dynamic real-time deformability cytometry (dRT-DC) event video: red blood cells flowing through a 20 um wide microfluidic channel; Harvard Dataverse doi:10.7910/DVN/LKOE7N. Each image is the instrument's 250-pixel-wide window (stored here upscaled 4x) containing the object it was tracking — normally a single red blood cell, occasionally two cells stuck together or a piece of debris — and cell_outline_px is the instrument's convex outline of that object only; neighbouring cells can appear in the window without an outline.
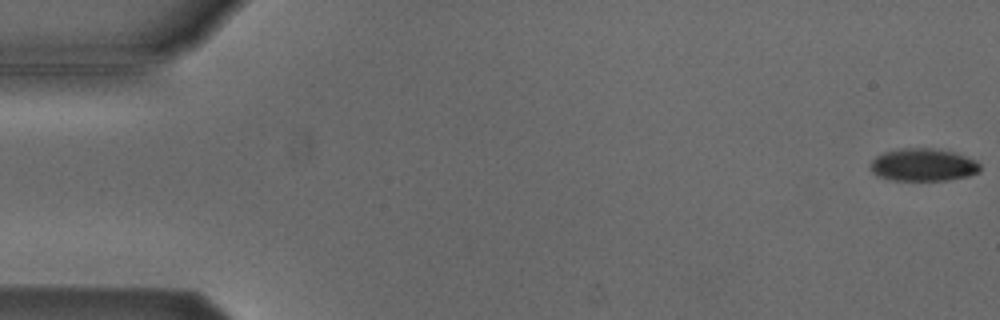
{"species": "Egyptian fruit bat (a non-hibernating species)", "species_latin": "Rousettus aegyptiacus", "temperature_condition": "cold", "stored_images_in_passage": 55, "camera_frame_rate_fps": 3000, "um_per_image_px": 0.085, "animal": {"sex": "male"}, "frame": {"image": 1, "passage_image": 1, "time_ms": 0.0, "image_size_px": [1000, 320], "cell_outline_px": [[980, 172], [968, 176], [948, 180], [892, 180], [876, 176], [868, 168], [872, 160], [876, 156], [884, 152], [900, 148], [932, 148], [956, 152], [976, 160], [980, 164]], "centroid_in_image_um": [78.46, 14.01], "position_along_channel_um": 6.5, "area_um2": 21.15}}
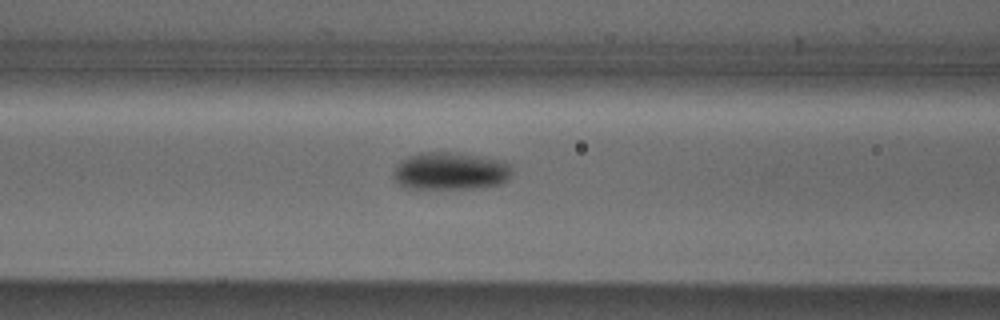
{"frame": {"image": 2, "passage_image": 22, "time_ms": 7.0, "image_size_px": [1000, 320], "cell_outline_px": [[512, 176], [508, 180], [500, 184], [476, 188], [404, 188], [392, 176], [392, 172], [396, 164], [400, 160], [408, 156], [420, 152], [448, 152], [496, 160], [512, 164]], "centroid_in_image_um": [38.25, 14.55], "position_along_channel_um": 128.4, "area_um2": 25.89}}
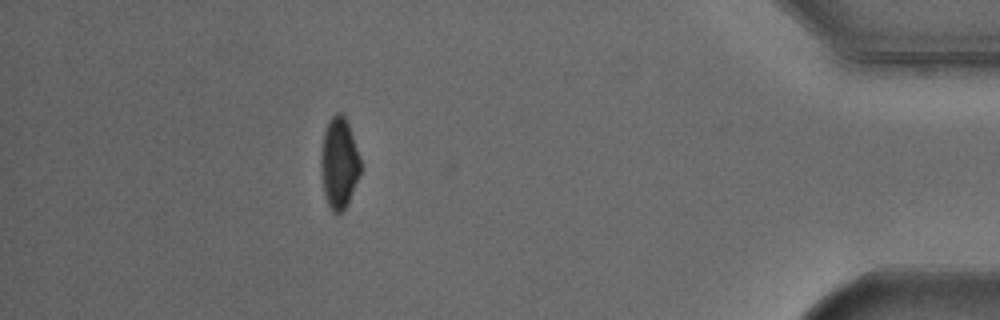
{"frame": {"image": 3, "passage_image": 48, "time_ms": 15.667, "image_size_px": [1000, 320], "cell_outline_px": [[360, 176], [348, 204], [340, 212], [332, 212], [324, 196], [320, 172], [320, 156], [324, 132], [332, 116], [336, 112], [344, 112], [360, 160]], "centroid_in_image_um": [28.8, 13.88], "position_along_channel_um": 406.4, "area_um2": 21.04}, "authors_computed_cell_mechanics": {"area_um2": 22.9466, "velocity_mm_per_s": 3.838, "shape_relaxation_time_tau1_ms": 3.4727, "shape_relaxation_time_tau2_ms": null, "deformation_change_tau1": 0.0994, "deformation_change_tau2": null}}